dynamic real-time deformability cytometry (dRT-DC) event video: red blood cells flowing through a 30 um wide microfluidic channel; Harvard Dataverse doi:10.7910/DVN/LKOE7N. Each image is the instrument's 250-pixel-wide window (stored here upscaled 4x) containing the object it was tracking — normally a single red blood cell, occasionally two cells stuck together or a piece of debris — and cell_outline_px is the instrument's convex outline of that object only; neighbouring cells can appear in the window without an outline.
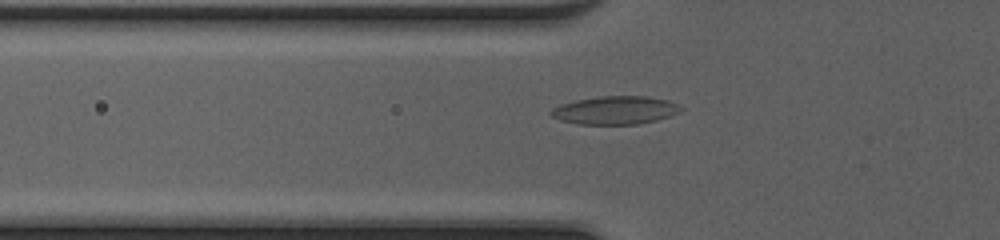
{"species": "common noctule bat (a hibernating species)", "species_latin": "Nyctalus noctula", "temperature_condition": "cold", "stored_images_in_passage": 44, "camera_frame_rate_fps": 3000, "um_per_image_px": 0.085, "animal": {"sex": "female", "body_mass_g": 20.0, "forearm_length_mm": 54.0}, "frame": {"image": 1, "passage_image": 17, "time_ms": 5.333, "image_size_px": [1000, 240], "cell_outline_px": [[684, 108], [680, 112], [656, 120], [636, 124], [580, 124], [560, 120], [552, 116], [548, 112], [552, 108], [560, 104], [576, 100], [600, 96], [644, 96], [668, 100]], "centroid_in_image_um": [52.27, 9.36], "position_along_channel_um": 73.5, "area_um2": 21.21}}
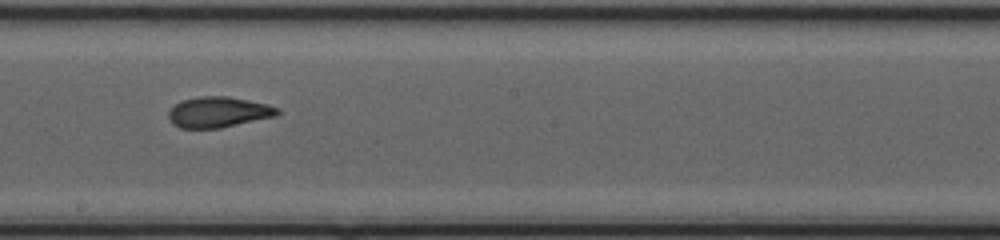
{"frame": {"image": 2, "passage_image": 28, "time_ms": 9.0, "image_size_px": [1000, 240], "cell_outline_px": [[280, 112], [276, 116], [220, 128], [180, 128], [172, 124], [168, 120], [168, 112], [176, 104], [184, 100], [200, 96], [228, 96], [268, 104], [280, 108]], "centroid_in_image_um": [18.57, 9.53], "position_along_channel_um": 229.6, "area_um2": 19.48}}
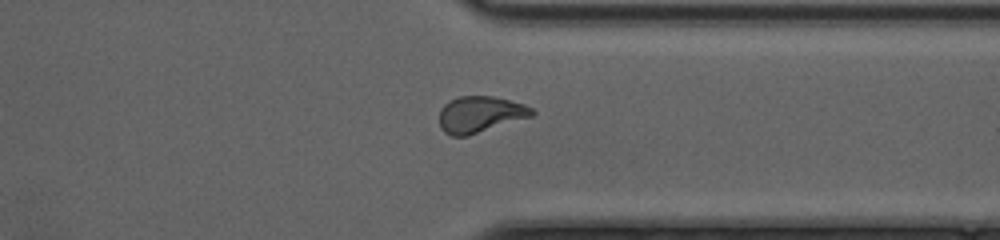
{"frame": {"image": 3, "passage_image": 38, "time_ms": 12.333, "image_size_px": [1000, 240], "cell_outline_px": [[536, 112], [532, 116], [468, 136], [452, 136], [444, 132], [440, 128], [440, 108], [444, 104], [456, 96], [492, 96], [524, 104], [532, 108]], "centroid_in_image_um": [40.79, 9.72], "position_along_channel_um": 370.6, "area_um2": 19.65}}